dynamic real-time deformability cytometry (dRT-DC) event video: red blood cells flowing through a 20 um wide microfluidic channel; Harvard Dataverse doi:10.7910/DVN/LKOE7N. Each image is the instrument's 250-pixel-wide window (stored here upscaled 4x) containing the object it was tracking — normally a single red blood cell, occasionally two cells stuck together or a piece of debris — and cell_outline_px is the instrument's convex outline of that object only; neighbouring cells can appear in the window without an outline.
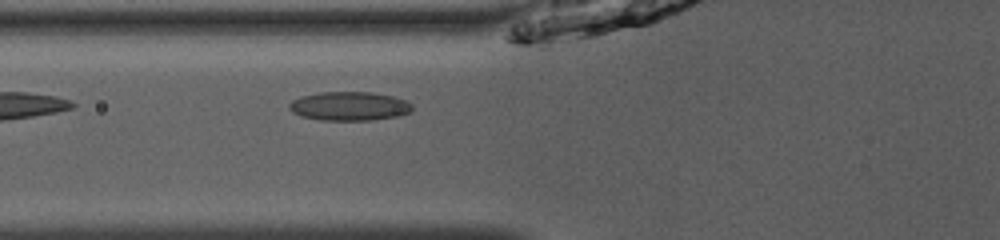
{"species": "common noctule bat (a hibernating species)", "species_latin": "Nyctalus noctula", "temperature_condition": "room temperature", "stored_images_in_passage": 36, "camera_frame_rate_fps": 3000, "um_per_image_px": 0.085, "animal": {"sex": "male", "body_mass_g": 13.0, "forearm_length_mm": 53.1}, "frame": {"image": 1, "passage_image": 5, "time_ms": 1.333, "image_size_px": [1000, 240], "cell_outline_px": [[412, 112], [400, 116], [372, 120], [320, 120], [300, 116], [292, 112], [288, 108], [288, 104], [292, 100], [300, 96], [320, 92], [372, 92], [392, 96], [404, 100], [412, 104]], "centroid_in_image_um": [29.68, 9.03], "position_along_channel_um": 96.1, "area_um2": 20.92}}
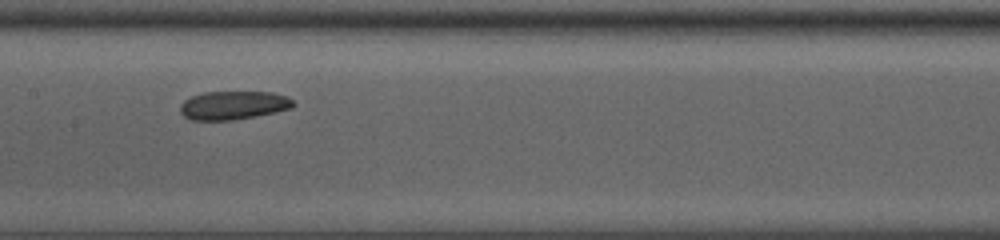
{"frame": {"image": 2, "passage_image": 12, "time_ms": 3.667, "image_size_px": [1000, 240], "cell_outline_px": [[296, 104], [292, 108], [276, 112], [256, 116], [232, 120], [188, 120], [180, 112], [180, 104], [184, 100], [192, 96], [204, 92], [272, 92], [288, 96]], "centroid_in_image_um": [19.84, 8.95], "position_along_channel_um": 187.6, "area_um2": 18.96}}
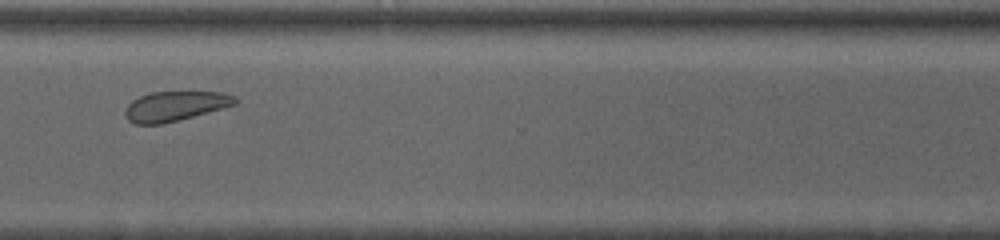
{"frame": {"image": 3, "passage_image": 25, "time_ms": 8.0, "image_size_px": [1000, 240], "cell_outline_px": [[236, 104], [224, 108], [160, 124], [136, 124], [128, 120], [124, 116], [124, 112], [128, 104], [132, 100], [140, 96], [152, 92], [224, 92], [236, 96]], "centroid_in_image_um": [14.87, 9.01], "position_along_channel_um": 355.7, "area_um2": 18.9}, "authors_computed_cell_mechanics": {"area_um2": 19.2763, "velocity_mm_per_s": 3.8941, "shape_relaxation_time_tau1_ms": null, "shape_relaxation_time_tau2_ms": 9.7578, "deformation_change_tau1": null, "deformation_change_tau2": 0.1999}}